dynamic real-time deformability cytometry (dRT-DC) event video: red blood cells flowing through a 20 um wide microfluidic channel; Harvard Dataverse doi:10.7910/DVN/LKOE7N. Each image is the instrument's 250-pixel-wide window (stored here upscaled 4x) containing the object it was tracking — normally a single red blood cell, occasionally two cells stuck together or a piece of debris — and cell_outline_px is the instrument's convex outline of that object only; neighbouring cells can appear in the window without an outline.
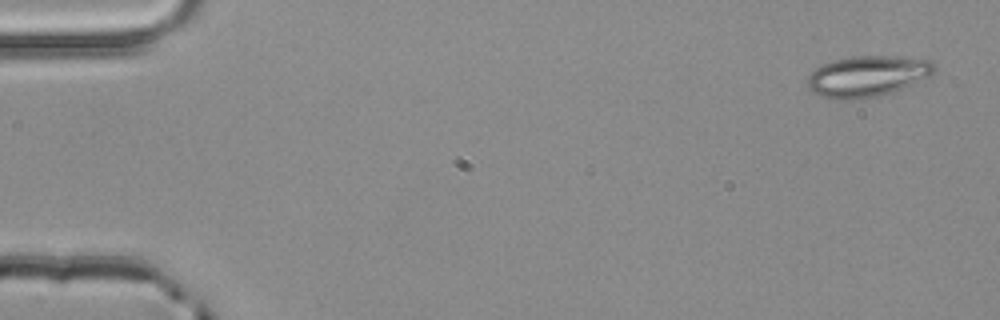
{"species": "common noctule bat (a hibernating species)", "species_latin": "Nyctalus noctula", "temperature_condition": "room temperature", "stored_images_in_passage": 3, "camera_frame_rate_fps": 3000, "um_per_image_px": 0.085, "animal": {"sex": "male", "body_mass_g": 20.4}, "frame": {"image": 1, "passage_image": 1, "time_ms": 0.0, "image_size_px": [1000, 320], "cell_outline_px": [[936, 72], [912, 84], [892, 92], [880, 96], [820, 96], [812, 92], [808, 88], [808, 76], [816, 68], [824, 64], [848, 56], [888, 56], [932, 60], [936, 64]], "centroid_in_image_um": [73.79, 6.42], "position_along_channel_um": 11.2, "area_um2": 29.25}}